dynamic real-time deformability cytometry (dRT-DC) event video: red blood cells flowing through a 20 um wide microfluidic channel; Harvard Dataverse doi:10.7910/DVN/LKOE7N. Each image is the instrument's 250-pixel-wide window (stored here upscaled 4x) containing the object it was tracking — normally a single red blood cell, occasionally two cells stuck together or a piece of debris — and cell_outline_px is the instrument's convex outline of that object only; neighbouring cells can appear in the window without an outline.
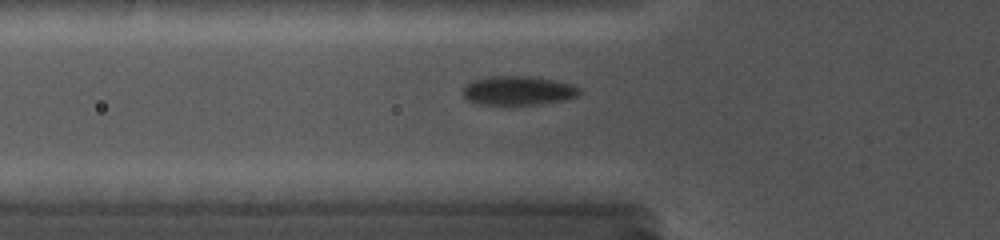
{"species": "common noctule bat (a hibernating species)", "species_latin": "Nyctalus noctula", "temperature_condition": "cold", "stored_images_in_passage": 24, "camera_frame_rate_fps": 5000, "um_per_image_px": 0.085, "animal": {"sex": "female", "body_mass_g": 19.0, "forearm_length_mm": 56.7}, "frame": {"image": 1, "passage_image": 10, "time_ms": 6.0, "image_size_px": [1000, 240], "cell_outline_px": [[584, 92], [576, 96], [564, 100], [540, 104], [480, 104], [468, 100], [464, 96], [464, 88], [468, 84], [476, 80], [492, 76], [528, 76], [556, 80], [572, 84], [584, 88]], "centroid_in_image_um": [44.16, 7.7], "position_along_channel_um": 81.6, "area_um2": 19.65}}
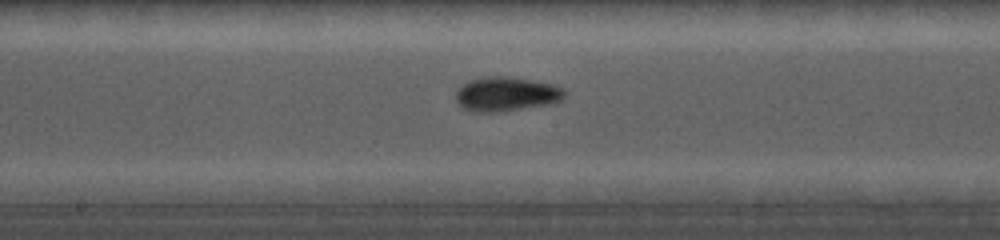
{"frame": {"image": 2, "passage_image": 15, "time_ms": 9.2, "image_size_px": [1000, 240], "cell_outline_px": [[564, 100], [548, 104], [496, 112], [476, 112], [464, 108], [456, 100], [456, 92], [468, 80], [484, 76], [500, 76], [528, 80], [552, 84], [564, 88]], "centroid_in_image_um": [43.03, 7.99], "position_along_channel_um": 205.2, "area_um2": 21.39}}
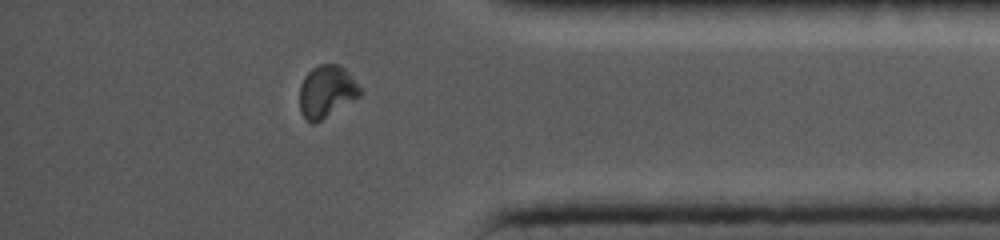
{"frame": {"image": 3, "passage_image": 23, "time_ms": 14.6, "image_size_px": [1000, 240], "cell_outline_px": [[364, 92], [360, 96], [320, 120], [312, 124], [300, 112], [300, 84], [304, 76], [312, 68], [320, 64], [340, 64], [344, 68]], "centroid_in_image_um": [27.75, 7.76], "position_along_channel_um": 407.4, "area_um2": 18.21}}